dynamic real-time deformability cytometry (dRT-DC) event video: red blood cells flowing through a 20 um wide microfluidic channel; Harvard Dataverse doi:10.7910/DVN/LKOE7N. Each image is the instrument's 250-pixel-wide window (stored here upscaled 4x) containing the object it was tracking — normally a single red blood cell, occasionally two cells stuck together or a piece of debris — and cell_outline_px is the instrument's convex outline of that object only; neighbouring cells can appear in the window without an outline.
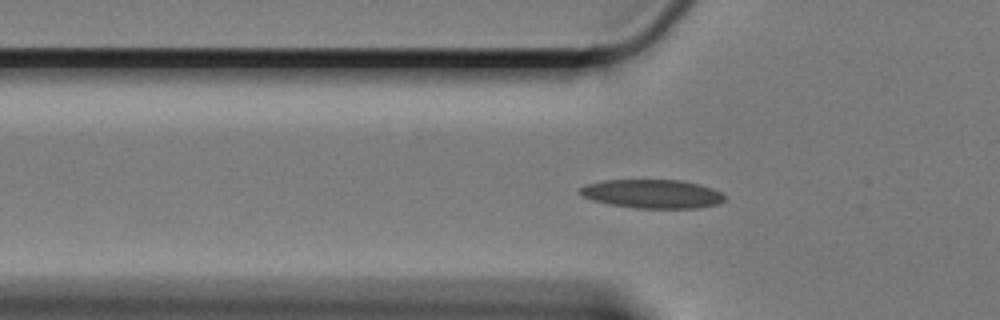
{"species": "Egyptian fruit bat (a non-hibernating species)", "species_latin": "Rousettus aegyptiacus", "temperature_condition": "cold", "stored_images_in_passage": 50, "camera_frame_rate_fps": 3000, "um_per_image_px": 0.085, "animal": {"sex": "female"}, "frame": {"image": 1, "passage_image": 8, "time_ms": 2.333, "image_size_px": [1000, 320], "cell_outline_px": [[728, 196], [724, 200], [716, 204], [696, 208], [636, 208], [608, 204], [592, 200], [580, 196], [580, 188], [584, 184], [604, 180], [684, 180], [700, 184], [712, 188]], "centroid_in_image_um": [55.43, 16.47], "position_along_channel_um": 70.4, "area_um2": 24.45}}
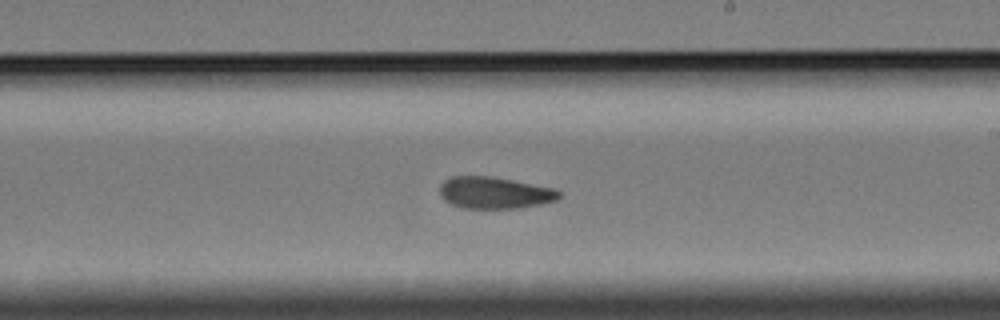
{"frame": {"image": 2, "passage_image": 24, "time_ms": 7.667, "image_size_px": [1000, 320], "cell_outline_px": [[560, 196], [556, 200], [540, 204], [520, 208], [460, 208], [444, 200], [440, 196], [440, 184], [444, 180], [452, 176], [488, 176], [512, 180], [552, 188], [560, 192]], "centroid_in_image_um": [41.99, 16.39], "position_along_channel_um": 247.0, "area_um2": 21.96}}
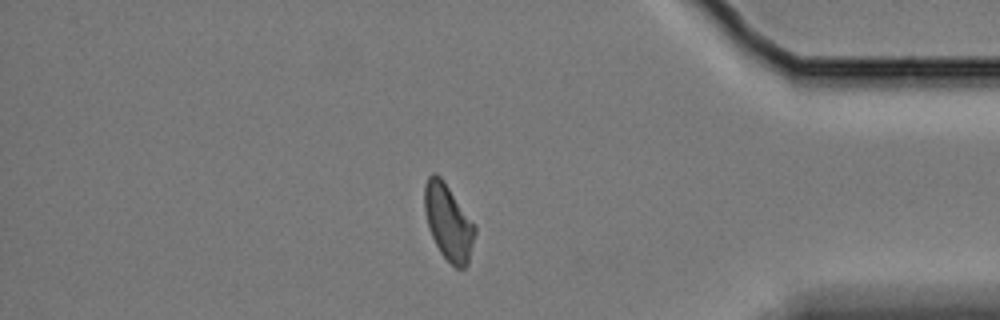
{"frame": {"image": 3, "passage_image": 40, "time_ms": 13.0, "image_size_px": [1000, 320], "cell_outline_px": [[476, 232], [468, 264], [464, 268], [456, 268], [440, 252], [428, 228], [424, 212], [424, 184], [428, 176], [432, 172], [436, 172], [444, 180], [476, 228]], "centroid_in_image_um": [38.08, 18.86], "position_along_channel_um": 397.1, "area_um2": 22.2}, "authors_computed_cell_mechanics": {"area_um2": 22.5131, "velocity_mm_per_s": 3.3011, "shape_relaxation_time_tau1_ms": null, "shape_relaxation_time_tau2_ms": 7.1595, "deformation_change_tau1": null, "deformation_change_tau2": 0.1446}}